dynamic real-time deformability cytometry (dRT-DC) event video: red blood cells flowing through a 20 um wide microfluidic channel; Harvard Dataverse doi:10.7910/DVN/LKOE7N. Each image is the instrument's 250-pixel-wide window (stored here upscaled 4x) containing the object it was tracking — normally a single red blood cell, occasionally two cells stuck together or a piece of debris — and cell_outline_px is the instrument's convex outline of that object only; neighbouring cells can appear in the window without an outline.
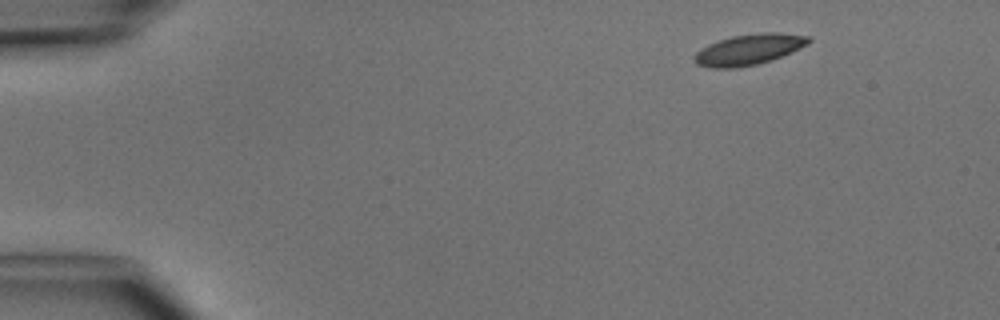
{"species": "common noctule bat (a hibernating species)", "species_latin": "Nyctalus noctula", "temperature_condition": "cold", "stored_images_in_passage": 3, "camera_frame_rate_fps": 3000, "um_per_image_px": 0.085, "animal": {"sex": "male", "body_mass_g": 15.6}, "frame": {"image": 1, "passage_image": 1, "time_ms": 0.0, "image_size_px": [1000, 320], "cell_outline_px": [[812, 40], [808, 44], [792, 52], [772, 60], [756, 64], [736, 68], [708, 68], [696, 64], [692, 60], [692, 56], [700, 48], [708, 44], [732, 36], [760, 32], [780, 32], [812, 36]], "centroid_in_image_um": [63.65, 4.2], "position_along_channel_um": 21.3, "area_um2": 20.87}}